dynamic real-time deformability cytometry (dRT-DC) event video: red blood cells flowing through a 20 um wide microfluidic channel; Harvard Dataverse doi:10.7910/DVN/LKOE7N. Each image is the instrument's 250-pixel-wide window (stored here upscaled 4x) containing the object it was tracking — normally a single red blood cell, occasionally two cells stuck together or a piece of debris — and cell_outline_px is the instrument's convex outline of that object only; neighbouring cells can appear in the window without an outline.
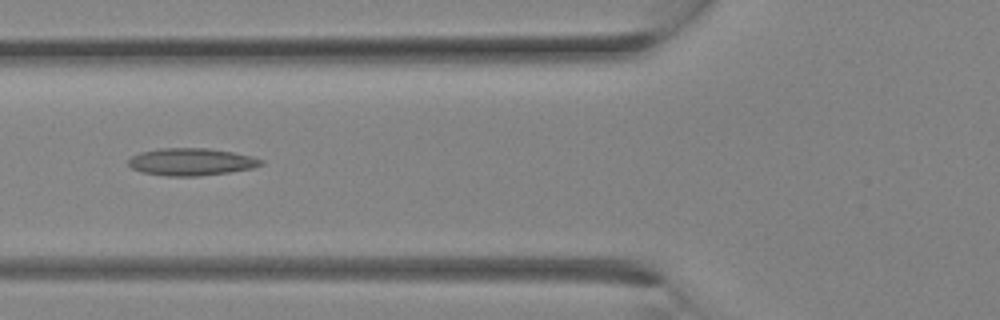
{"species": "Egyptian fruit bat (a non-hibernating species)", "species_latin": "Rousettus aegyptiacus", "temperature_condition": "room temperature", "stored_images_in_passage": 13, "camera_frame_rate_fps": 3000, "um_per_image_px": 0.085, "animal": {"sex": "female"}, "frame": {"image": 1, "passage_image": 10, "time_ms": 3.0, "image_size_px": [1000, 320], "cell_outline_px": [[264, 164], [252, 168], [228, 172], [200, 176], [164, 176], [140, 172], [132, 168], [128, 164], [128, 160], [132, 156], [140, 152], [160, 148], [208, 148], [232, 152], [252, 156], [264, 160]], "centroid_in_image_um": [16.24, 13.76], "position_along_channel_um": 109.6, "area_um2": 21.21}}
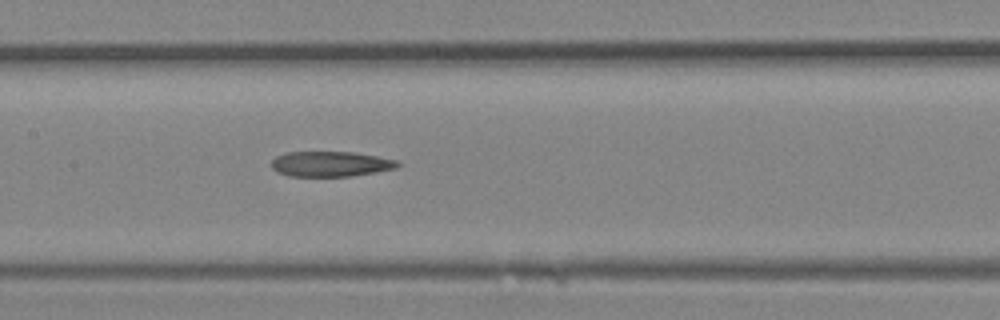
{"frame": {"image": 2, "passage_image": 13, "time_ms": 4.0, "image_size_px": [1000, 320], "cell_outline_px": [[400, 164], [396, 168], [376, 172], [352, 176], [288, 176], [272, 168], [272, 160], [276, 156], [284, 152], [352, 152], [376, 156], [396, 160]], "centroid_in_image_um": [28.09, 13.93], "position_along_channel_um": 179.3, "area_um2": 18.44}}